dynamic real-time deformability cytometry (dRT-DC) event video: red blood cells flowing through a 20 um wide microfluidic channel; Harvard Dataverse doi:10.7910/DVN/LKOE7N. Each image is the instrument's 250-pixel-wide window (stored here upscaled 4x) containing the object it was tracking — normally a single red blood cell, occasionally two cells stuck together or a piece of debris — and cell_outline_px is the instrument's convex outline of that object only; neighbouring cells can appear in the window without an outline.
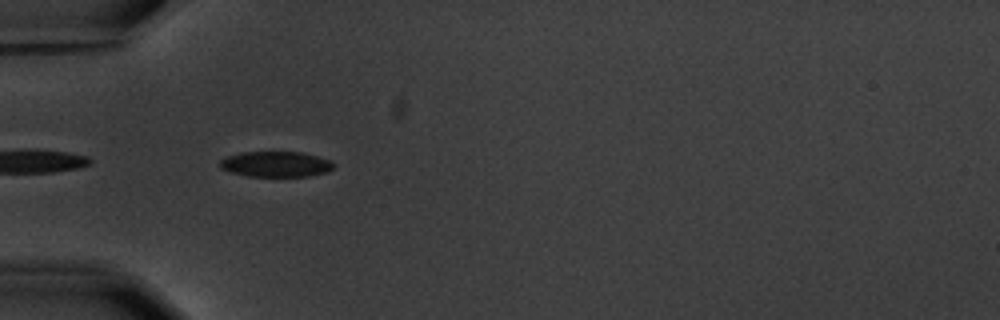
{"species": "common noctule bat (a hibernating species)", "species_latin": "Nyctalus noctula", "temperature_condition": "warm", "stored_images_in_passage": 9, "camera_frame_rate_fps": 3000, "um_per_image_px": 0.085, "animal": {"sex": "male", "body_mass_g": 20.1, "forearm_length_mm": 53.5}, "frame": {"image": 1, "passage_image": 4, "time_ms": 3.333, "image_size_px": [1000, 320], "cell_outline_px": [[336, 164], [328, 172], [308, 176], [248, 176], [232, 172], [220, 168], [220, 160], [228, 156], [240, 152], [304, 152], [332, 160]], "centroid_in_image_um": [23.5, 13.94], "position_along_channel_um": 61.5, "area_um2": 16.99}}
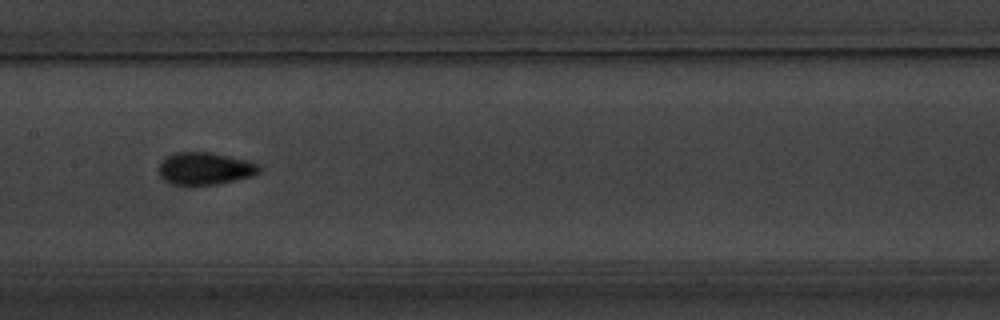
{"frame": {"image": 2, "passage_image": 7, "time_ms": 7.0, "image_size_px": [1000, 320], "cell_outline_px": [[260, 172], [252, 176], [216, 184], [168, 184], [160, 176], [156, 168], [164, 156], [172, 152], [208, 152], [248, 160], [260, 164]], "centroid_in_image_um": [17.36, 14.31], "position_along_channel_um": 190.0, "area_um2": 19.13}}